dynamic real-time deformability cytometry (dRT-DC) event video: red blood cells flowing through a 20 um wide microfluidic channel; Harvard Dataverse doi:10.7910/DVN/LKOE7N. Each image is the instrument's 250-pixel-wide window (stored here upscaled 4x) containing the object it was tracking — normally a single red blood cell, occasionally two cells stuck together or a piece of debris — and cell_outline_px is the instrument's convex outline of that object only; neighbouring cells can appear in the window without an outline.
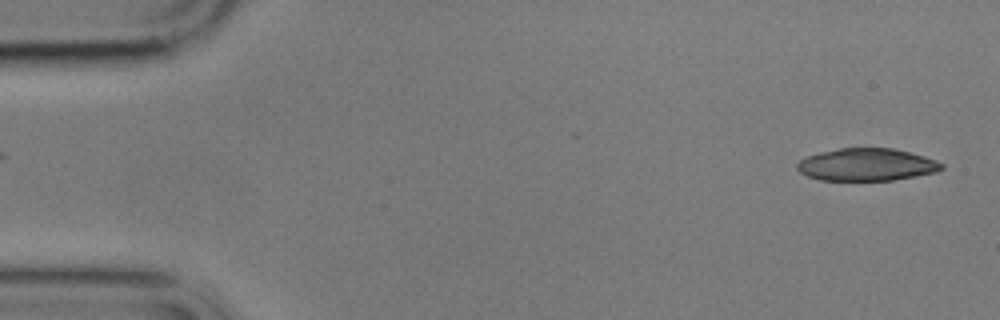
{"species": "common noctule bat (a hibernating species)", "species_latin": "Nyctalus noctula", "temperature_condition": "cold", "stored_images_in_passage": 2, "camera_frame_rate_fps": 3000, "um_per_image_px": 0.085, "animal": {"sex": "male", "body_mass_g": 17.9}, "frame": {"image": 1, "passage_image": 2, "time_ms": 1.0, "image_size_px": [1000, 320], "cell_outline_px": [[944, 168], [936, 172], [916, 176], [892, 180], [820, 180], [808, 176], [800, 172], [796, 168], [796, 164], [800, 160], [808, 156], [820, 152], [840, 148], [892, 148], [924, 156], [936, 160], [944, 164]], "centroid_in_image_um": [73.67, 13.99], "position_along_channel_um": 11.3, "area_um2": 27.22}}